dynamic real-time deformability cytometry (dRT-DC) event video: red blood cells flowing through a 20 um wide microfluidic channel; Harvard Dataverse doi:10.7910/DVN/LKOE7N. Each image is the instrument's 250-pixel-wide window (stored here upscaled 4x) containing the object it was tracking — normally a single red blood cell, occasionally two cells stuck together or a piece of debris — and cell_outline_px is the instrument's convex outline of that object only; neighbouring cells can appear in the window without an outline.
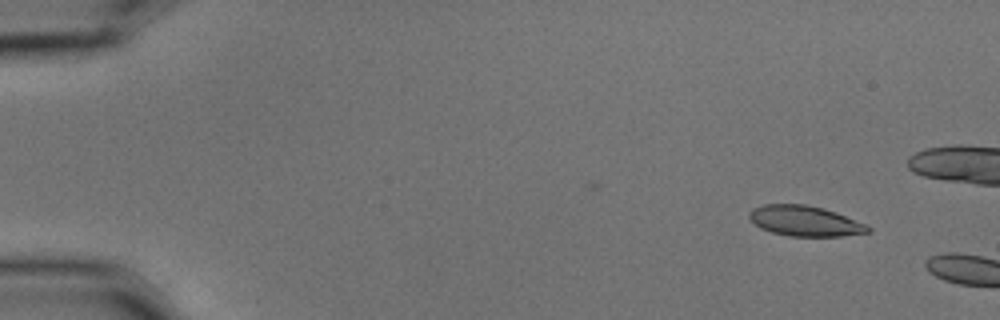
{"species": "common noctule bat (a hibernating species)", "species_latin": "Nyctalus noctula", "temperature_condition": "cold", "stored_images_in_passage": 4, "camera_frame_rate_fps": 3000, "um_per_image_px": 0.085, "animal": {"sex": "male", "body_mass_g": 15.6}, "frame": {"image": 1, "passage_image": 2, "time_ms": 0.333, "image_size_px": [1000, 320], "cell_outline_px": [[872, 232], [840, 236], [788, 236], [772, 232], [760, 228], [748, 216], [748, 212], [752, 208], [764, 204], [808, 204], [824, 208], [836, 212], [868, 224], [872, 228]], "centroid_in_image_um": [68.46, 18.77], "position_along_channel_um": 16.5, "area_um2": 21.27}}